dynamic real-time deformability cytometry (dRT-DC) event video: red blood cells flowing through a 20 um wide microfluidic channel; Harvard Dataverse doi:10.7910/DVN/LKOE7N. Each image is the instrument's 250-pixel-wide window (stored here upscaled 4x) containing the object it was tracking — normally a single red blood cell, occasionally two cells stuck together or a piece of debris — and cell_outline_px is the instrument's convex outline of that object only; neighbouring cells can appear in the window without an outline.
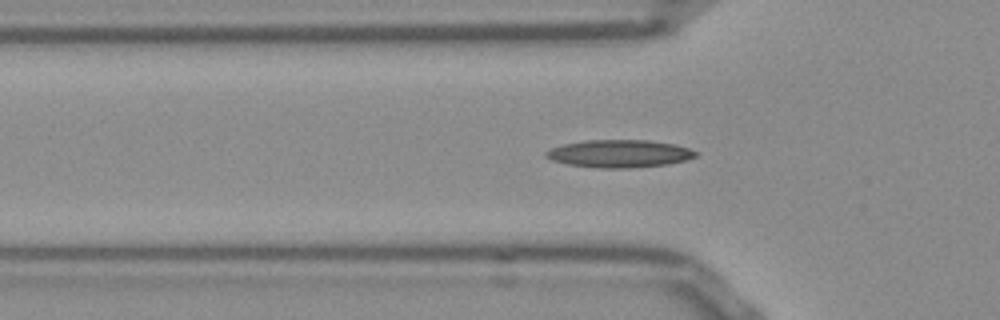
{"species": "Egyptian fruit bat (a non-hibernating species)", "species_latin": "Rousettus aegyptiacus", "temperature_condition": "room temperature", "stored_images_in_passage": 49, "camera_frame_rate_fps": 3000, "um_per_image_px": 0.085, "frame": {"image": 1, "passage_image": 12, "time_ms": 3.667, "image_size_px": [1000, 320], "cell_outline_px": [[696, 156], [684, 160], [664, 164], [628, 168], [600, 168], [568, 164], [552, 160], [544, 156], [544, 152], [548, 148], [564, 144], [584, 140], [648, 140], [676, 144], [688, 148], [696, 152]], "centroid_in_image_um": [52.58, 13.05], "position_along_channel_um": 73.2, "area_um2": 23.99}}
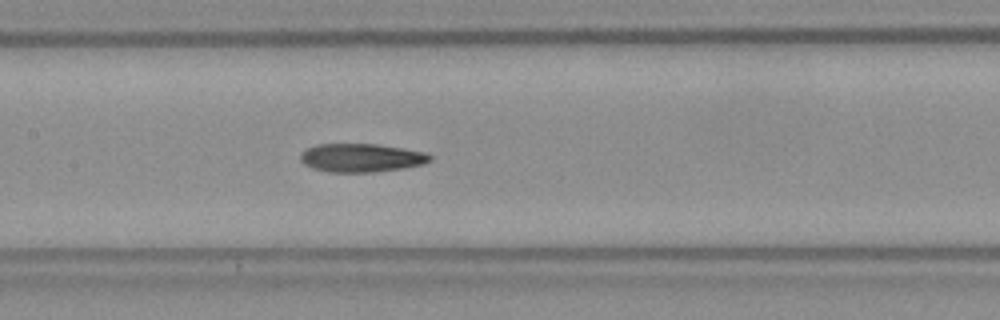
{"frame": {"image": 2, "passage_image": 20, "time_ms": 6.333, "image_size_px": [1000, 320], "cell_outline_px": [[432, 160], [424, 164], [404, 168], [372, 172], [328, 172], [312, 168], [304, 164], [300, 160], [300, 156], [308, 148], [316, 144], [376, 144], [424, 152], [432, 156]], "centroid_in_image_um": [30.71, 13.42], "position_along_channel_um": 176.7, "area_um2": 21.39}}
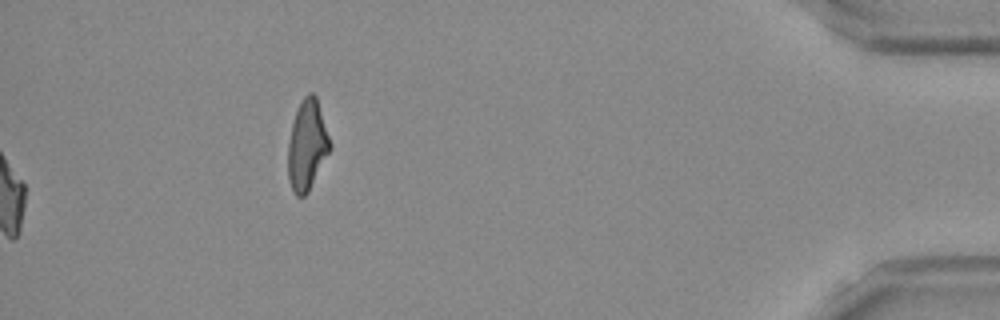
{"frame": {"image": 3, "passage_image": 49, "time_ms": 16.0, "image_size_px": [1000, 320], "cell_outline_px": [[332, 148], [308, 192], [304, 196], [296, 196], [292, 192], [288, 180], [288, 140], [292, 124], [296, 112], [304, 96], [308, 92], [312, 92], [316, 96], [332, 144]], "centroid_in_image_um": [26.11, 12.37], "position_along_channel_um": 409.1, "area_um2": 22.2}, "authors_computed_cell_mechanics": {"area_um2": 21.386, "velocity_mm_per_s": 3.8343, "shape_relaxation_time_tau1_ms": null, "shape_relaxation_time_tau2_ms": 7.5548, "deformation_change_tau1": null, "deformation_change_tau2": 0.1742}}